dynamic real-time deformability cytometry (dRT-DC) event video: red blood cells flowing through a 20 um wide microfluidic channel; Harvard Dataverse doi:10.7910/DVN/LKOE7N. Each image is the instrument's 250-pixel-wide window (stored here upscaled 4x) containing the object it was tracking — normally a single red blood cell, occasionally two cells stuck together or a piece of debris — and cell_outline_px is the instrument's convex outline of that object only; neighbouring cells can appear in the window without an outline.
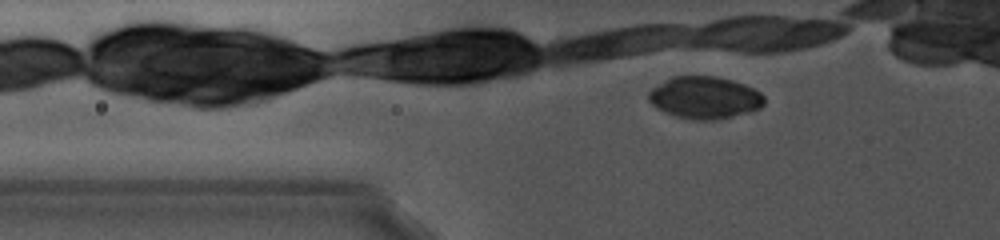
{"species": "common noctule bat (a hibernating species)", "species_latin": "Nyctalus noctula", "temperature_condition": "cold", "stored_images_in_passage": 19, "camera_frame_rate_fps": 5000, "um_per_image_px": 0.085, "animal": {"sex": "female", "body_mass_g": 19.0, "forearm_length_mm": 56.7}, "frame": {"image": 1, "passage_image": 4, "time_ms": 0.8, "image_size_px": [1000, 240], "cell_outline_px": [[764, 104], [760, 108], [748, 112], [732, 116], [712, 120], [692, 120], [676, 116], [664, 112], [656, 108], [648, 100], [648, 92], [652, 88], [672, 76], [716, 76], [732, 80], [744, 84], [760, 92], [764, 96]], "centroid_in_image_um": [59.88, 8.29], "position_along_channel_um": 65.9, "area_um2": 28.44}}